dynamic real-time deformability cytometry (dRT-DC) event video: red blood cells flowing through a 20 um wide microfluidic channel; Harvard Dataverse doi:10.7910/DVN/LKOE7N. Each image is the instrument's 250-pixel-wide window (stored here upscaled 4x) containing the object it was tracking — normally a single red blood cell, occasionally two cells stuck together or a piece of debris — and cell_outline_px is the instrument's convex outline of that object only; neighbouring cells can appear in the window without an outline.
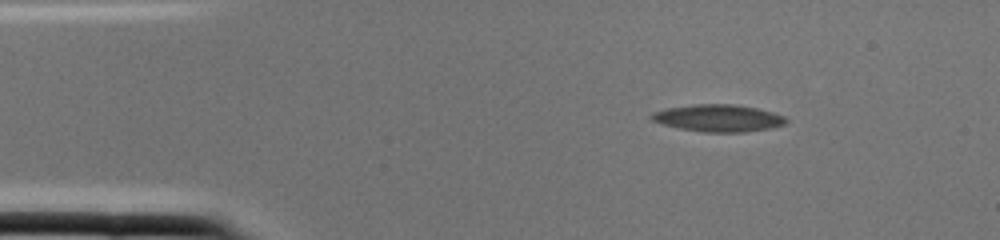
{"species": "common noctule bat (a hibernating species)", "species_latin": "Nyctalus noctula", "temperature_condition": "cold", "stored_images_in_passage": 1, "camera_frame_rate_fps": 3000, "um_per_image_px": 0.085, "animal": {"sex": "female", "body_mass_g": 22.0, "forearm_length_mm": 56.7}, "frame": {"image": 1, "passage_image": 1, "time_ms": 0.0, "image_size_px": [1000, 240], "cell_outline_px": [[788, 120], [784, 124], [772, 128], [744, 132], [704, 132], [680, 128], [664, 124], [652, 120], [648, 116], [652, 112], [668, 108], [696, 104], [732, 104], [756, 108], [772, 112], [784, 116]], "centroid_in_image_um": [61.06, 10.04], "position_along_channel_um": 23.9, "area_um2": 21.1}}